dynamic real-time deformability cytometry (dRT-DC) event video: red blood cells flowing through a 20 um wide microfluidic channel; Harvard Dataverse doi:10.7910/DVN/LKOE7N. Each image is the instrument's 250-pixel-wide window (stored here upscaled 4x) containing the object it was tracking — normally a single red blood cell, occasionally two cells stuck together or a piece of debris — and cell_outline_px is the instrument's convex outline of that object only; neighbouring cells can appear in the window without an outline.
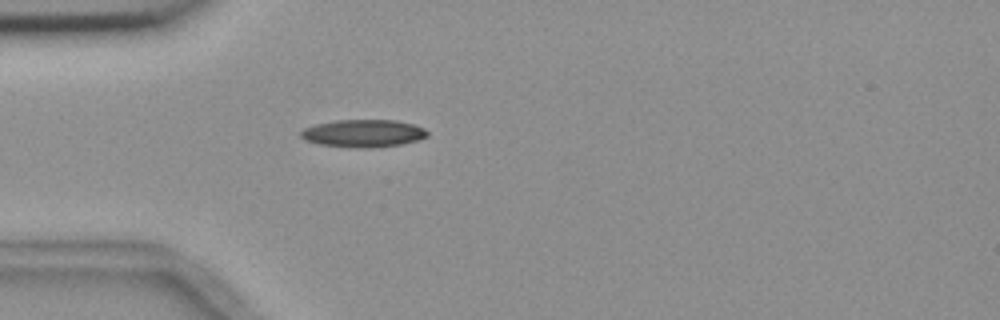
{"species": "common noctule bat (a hibernating species)", "species_latin": "Nyctalus noctula", "temperature_condition": "room temperature", "stored_images_in_passage": 1, "camera_frame_rate_fps": 3000, "um_per_image_px": 0.085, "animal": {"sex": "female", "body_mass_g": 18.4}, "frame": {"image": 1, "passage_image": 1, "time_ms": 0.0, "image_size_px": [1000, 320], "cell_outline_px": [[428, 136], [416, 140], [400, 144], [372, 148], [364, 148], [320, 144], [304, 140], [300, 136], [300, 132], [304, 128], [316, 124], [336, 120], [396, 120], [412, 124], [424, 128], [428, 132]], "centroid_in_image_um": [30.87, 11.32], "position_along_channel_um": 54.1, "area_um2": 20.17}}